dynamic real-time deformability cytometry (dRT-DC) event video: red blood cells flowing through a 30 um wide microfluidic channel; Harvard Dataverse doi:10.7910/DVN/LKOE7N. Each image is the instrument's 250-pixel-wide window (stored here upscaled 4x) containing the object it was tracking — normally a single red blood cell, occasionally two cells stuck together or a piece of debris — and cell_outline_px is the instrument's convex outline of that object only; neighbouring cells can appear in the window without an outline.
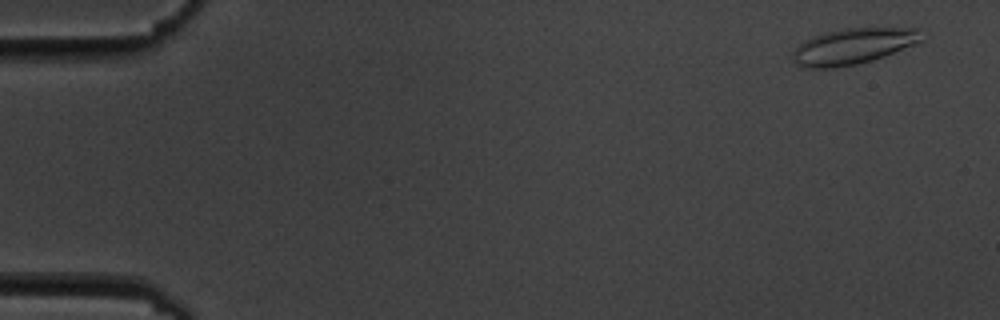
{"species": "common noctule bat (a hibernating species)", "species_latin": "Nyctalus noctula", "temperature_condition": "cold", "stored_images_in_passage": 5, "camera_frame_rate_fps": 3000, "um_per_image_px": 0.085, "animal": {"sex": "male", "body_mass_g": 19.5, "forearm_length_mm": 54.6}, "frame": {"image": 1, "passage_image": 1, "time_ms": 0.0, "image_size_px": [1000, 320], "cell_outline_px": [[928, 36], [924, 40], [884, 56], [872, 60], [856, 64], [832, 68], [804, 68], [796, 64], [792, 56], [792, 52], [804, 40], [812, 36], [824, 32], [844, 28], [920, 28]], "centroid_in_image_um": [72.55, 3.92], "position_along_channel_um": 12.5, "area_um2": 27.22}}
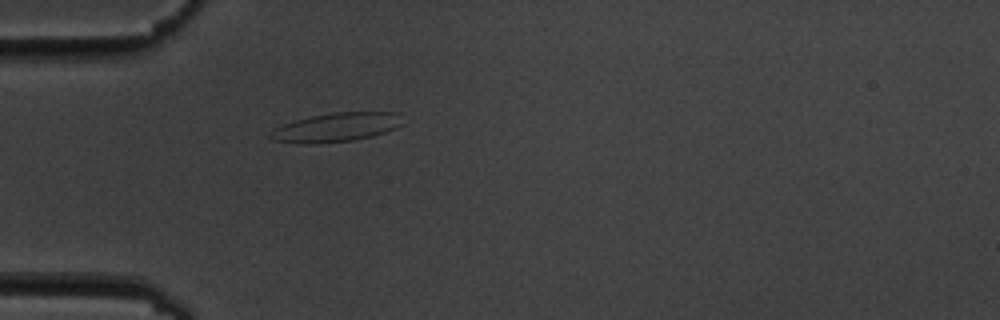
{"frame": {"image": 2, "passage_image": 5, "time_ms": 4.667, "image_size_px": [1000, 320], "cell_outline_px": [[404, 124], [396, 128], [372, 136], [352, 140], [320, 144], [296, 144], [272, 140], [268, 136], [276, 128], [284, 124], [296, 120], [312, 116], [332, 112], [396, 112]], "centroid_in_image_um": [28.56, 10.83], "position_along_channel_um": 56.4, "area_um2": 22.31}}